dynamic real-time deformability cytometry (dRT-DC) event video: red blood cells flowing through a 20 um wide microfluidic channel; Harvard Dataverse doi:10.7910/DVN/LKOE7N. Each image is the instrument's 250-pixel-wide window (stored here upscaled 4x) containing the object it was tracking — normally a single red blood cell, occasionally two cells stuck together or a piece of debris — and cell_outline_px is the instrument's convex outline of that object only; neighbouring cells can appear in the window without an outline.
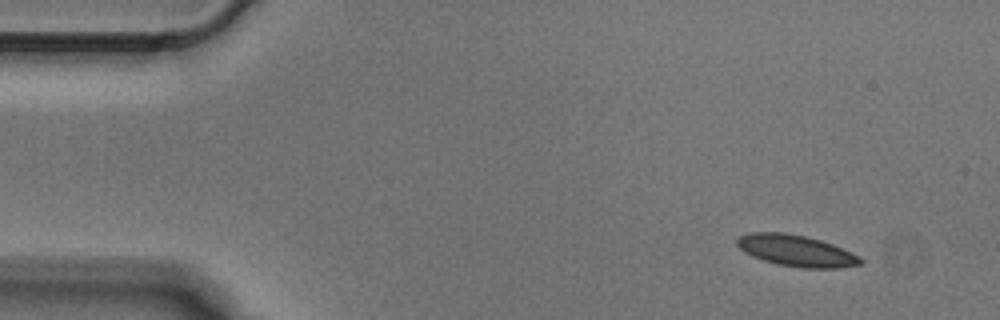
{"species": "Egyptian fruit bat (a non-hibernating species)", "species_latin": "Rousettus aegyptiacus", "temperature_condition": "cold", "stored_images_in_passage": 5, "camera_frame_rate_fps": 3000, "um_per_image_px": 0.085, "animal": {"sex": "male"}, "frame": {"image": 1, "passage_image": 1, "time_ms": 0.0, "image_size_px": [1000, 320], "cell_outline_px": [[864, 264], [836, 268], [804, 268], [780, 264], [764, 260], [752, 256], [744, 252], [736, 244], [736, 240], [740, 236], [752, 232], [784, 232], [804, 236], [820, 240], [832, 244], [860, 256], [864, 260]], "centroid_in_image_um": [67.7, 21.31], "position_along_channel_um": 17.3, "area_um2": 22.43}}
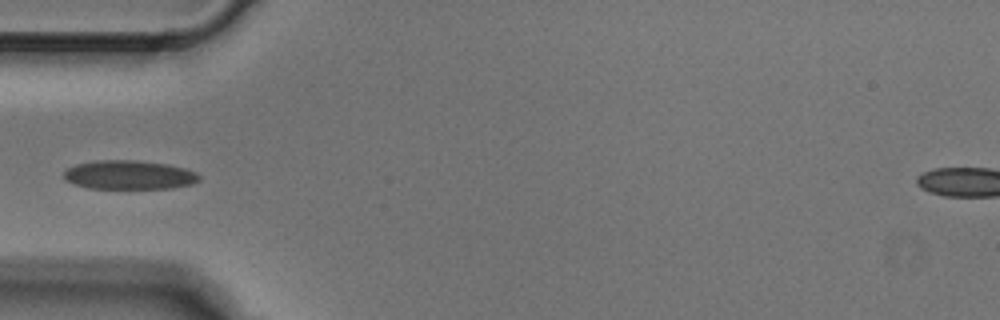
{"frame": {"image": 2, "passage_image": 4, "time_ms": 1.0, "image_size_px": [1000, 320], "cell_outline_px": [[200, 180], [192, 184], [172, 188], [88, 188], [64, 180], [64, 172], [68, 168], [76, 164], [96, 160], [136, 160], [168, 164], [184, 168], [196, 172], [200, 176]], "centroid_in_image_um": [10.99, 14.86], "position_along_channel_um": 74.0, "area_um2": 22.83}}
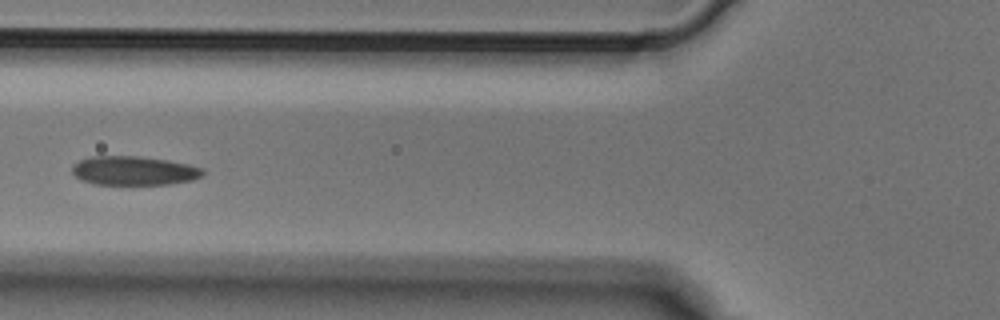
{"frame": {"image": 3, "passage_image": 5, "time_ms": 1.333, "image_size_px": [1000, 320], "cell_outline_px": [[204, 176], [192, 180], [168, 184], [96, 184], [80, 180], [72, 172], [72, 164], [80, 160], [92, 156], [136, 156], [168, 160], [188, 164], [204, 168]], "centroid_in_image_um": [11.39, 14.5], "position_along_channel_um": 114.4, "area_um2": 22.14}}